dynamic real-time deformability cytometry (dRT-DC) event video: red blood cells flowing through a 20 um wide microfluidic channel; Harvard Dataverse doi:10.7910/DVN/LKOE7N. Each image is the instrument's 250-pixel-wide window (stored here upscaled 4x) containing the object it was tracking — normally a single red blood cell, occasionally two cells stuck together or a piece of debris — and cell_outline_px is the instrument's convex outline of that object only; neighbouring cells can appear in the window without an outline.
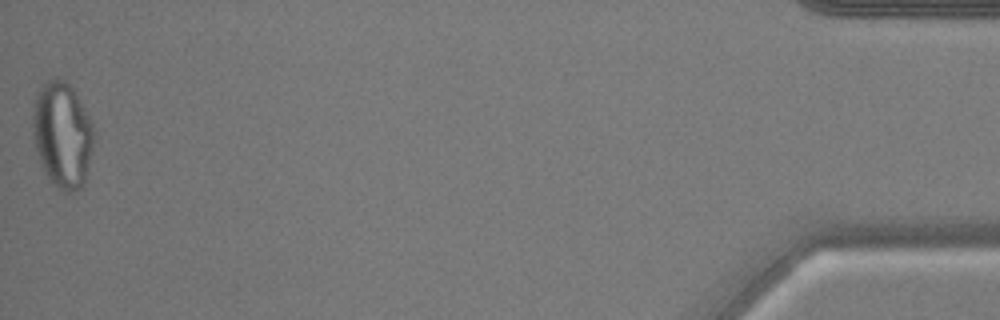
{"species": "common noctule bat (a hibernating species)", "species_latin": "Nyctalus noctula", "temperature_condition": "warm", "stored_images_in_passage": 53, "camera_frame_rate_fps": 3000, "um_per_image_px": 0.085, "animal": {"sex": "male", "body_mass_g": 17.9, "forearm_length_mm": 54.2}, "frame": {"image": 1, "passage_image": 53, "time_ms": 17.333, "image_size_px": [1000, 320], "cell_outline_px": [[96, 132], [84, 188], [72, 192], [64, 192], [48, 180], [44, 172], [36, 148], [32, 132], [32, 116], [36, 96], [40, 84], [48, 80], [64, 80], [76, 92]], "centroid_in_image_um": [5.31, 11.49], "position_along_channel_um": 429.9, "area_um2": 38.03}}